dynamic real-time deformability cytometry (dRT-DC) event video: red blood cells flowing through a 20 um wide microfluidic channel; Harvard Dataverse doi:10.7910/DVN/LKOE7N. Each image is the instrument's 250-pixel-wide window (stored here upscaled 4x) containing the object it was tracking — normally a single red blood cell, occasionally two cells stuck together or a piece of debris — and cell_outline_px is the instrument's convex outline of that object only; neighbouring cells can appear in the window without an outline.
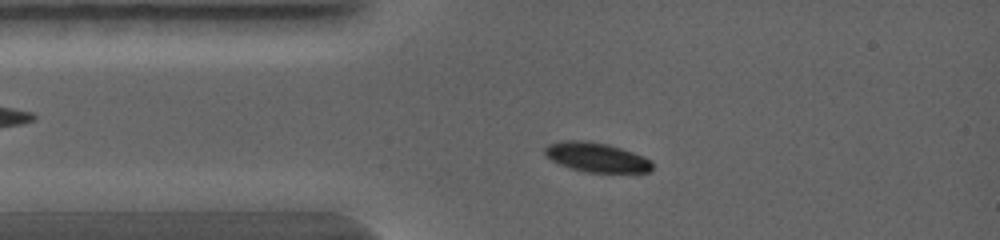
{"species": "common noctule bat (a hibernating species)", "species_latin": "Nyctalus noctula", "temperature_condition": "warm", "stored_images_in_passage": 28, "camera_frame_rate_fps": 5000, "um_per_image_px": 0.085, "animal": {"sex": "female", "body_mass_g": 19.0, "forearm_length_mm": 56.7}, "frame": {"image": 1, "passage_image": 5, "time_ms": 1.4, "image_size_px": [1000, 240], "cell_outline_px": [[652, 168], [648, 172], [584, 172], [560, 164], [544, 156], [544, 148], [548, 144], [564, 140], [588, 140], [608, 144], [644, 156], [652, 160]], "centroid_in_image_um": [50.68, 13.35], "position_along_channel_um": 34.3, "area_um2": 18.5}}
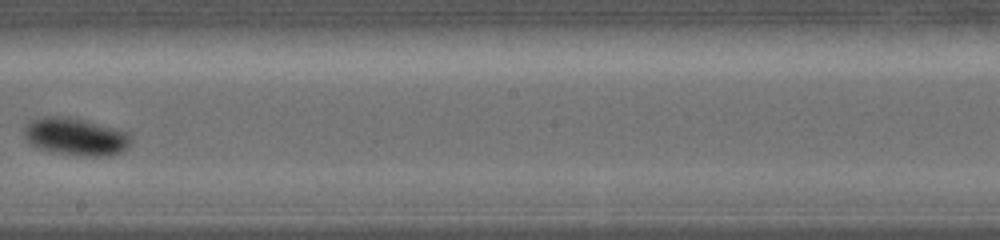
{"frame": {"image": 2, "passage_image": 16, "time_ms": 4.8, "image_size_px": [1000, 240], "cell_outline_px": [[132, 140], [128, 148], [120, 152], [108, 156], [84, 156], [56, 152], [36, 148], [24, 136], [24, 124], [40, 116], [72, 116], [128, 132], [132, 136]], "centroid_in_image_um": [6.44, 11.6], "position_along_channel_um": 241.8, "area_um2": 23.64}}
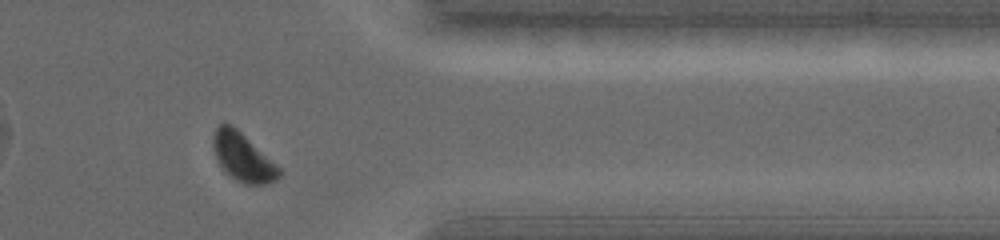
{"frame": {"image": 3, "passage_image": 24, "time_ms": 7.2, "image_size_px": [1000, 240], "cell_outline_px": [[280, 176], [276, 180], [264, 184], [244, 184], [236, 180], [224, 172], [212, 148], [212, 136], [216, 128], [224, 120], [232, 124], [280, 168]], "centroid_in_image_um": [20.59, 13.33], "position_along_channel_um": 390.8, "area_um2": 18.5}}